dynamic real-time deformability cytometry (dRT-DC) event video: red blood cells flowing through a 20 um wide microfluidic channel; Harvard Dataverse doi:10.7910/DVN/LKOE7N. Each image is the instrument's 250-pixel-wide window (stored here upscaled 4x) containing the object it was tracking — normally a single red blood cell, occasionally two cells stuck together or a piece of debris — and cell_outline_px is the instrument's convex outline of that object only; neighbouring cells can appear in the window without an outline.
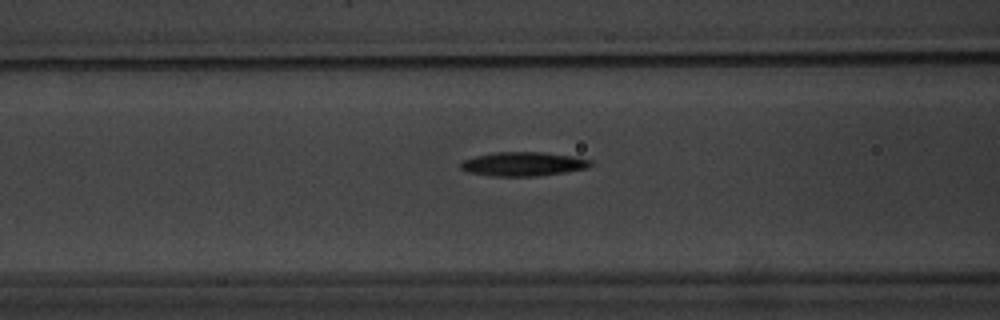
{"species": "common noctule bat (a hibernating species)", "species_latin": "Nyctalus noctula", "temperature_condition": "warm", "stored_images_in_passage": 13, "camera_frame_rate_fps": 3000, "um_per_image_px": 0.085, "animal": {"sex": "male", "body_mass_g": 20.1, "forearm_length_mm": 53.5}, "frame": {"image": 1, "passage_image": 11, "time_ms": 3.333, "image_size_px": [1000, 320], "cell_outline_px": [[592, 164], [588, 168], [564, 172], [536, 176], [492, 176], [468, 172], [460, 168], [460, 164], [464, 160], [476, 156], [496, 152], [540, 152], [572, 156], [592, 160]], "centroid_in_image_um": [44.47, 13.94], "position_along_channel_um": 122.1, "area_um2": 18.03}}